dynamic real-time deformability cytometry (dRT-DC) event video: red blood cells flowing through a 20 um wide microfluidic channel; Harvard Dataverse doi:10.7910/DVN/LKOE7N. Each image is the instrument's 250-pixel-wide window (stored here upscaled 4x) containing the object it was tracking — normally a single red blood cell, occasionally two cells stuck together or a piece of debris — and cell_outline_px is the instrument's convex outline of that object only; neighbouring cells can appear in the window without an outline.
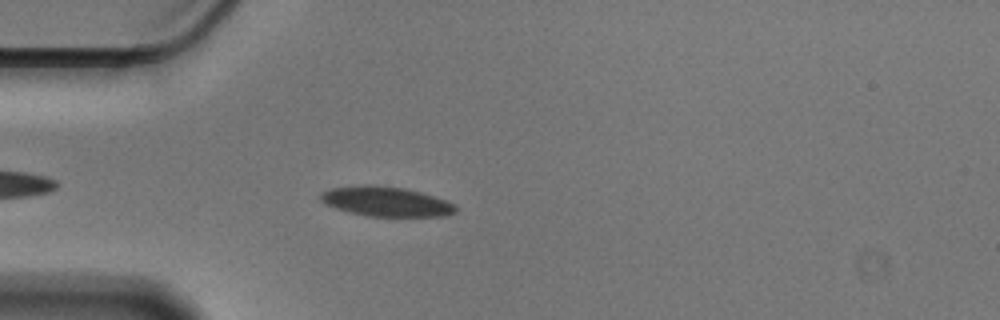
{"species": "Egyptian fruit bat (a non-hibernating species)", "species_latin": "Rousettus aegyptiacus", "temperature_condition": "cold", "stored_images_in_passage": 43, "camera_frame_rate_fps": 3000, "um_per_image_px": 0.085, "animal": {"sex": "male"}, "frame": {"image": 1, "passage_image": 5, "time_ms": 1.333, "image_size_px": [1000, 320], "cell_outline_px": [[456, 212], [448, 216], [368, 216], [348, 212], [324, 204], [320, 200], [320, 192], [332, 188], [364, 184], [376, 184], [404, 188], [420, 192], [456, 204]], "centroid_in_image_um": [32.78, 17.12], "position_along_channel_um": 52.2, "area_um2": 23.52}}
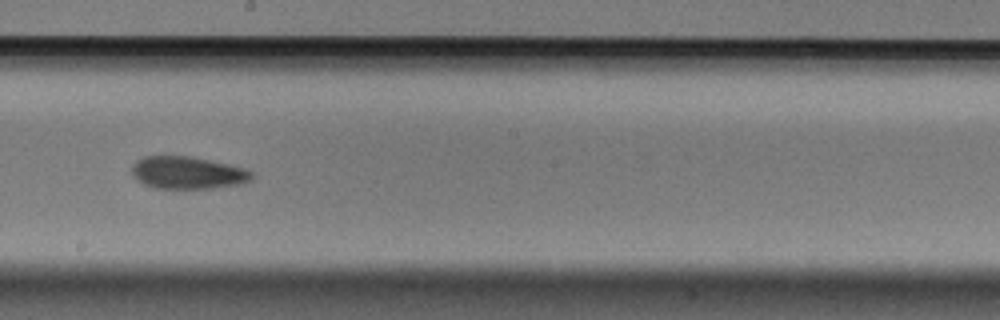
{"frame": {"image": 2, "passage_image": 21, "time_ms": 6.667, "image_size_px": [1000, 320], "cell_outline_px": [[256, 176], [252, 180], [244, 184], [212, 188], [152, 188], [136, 180], [132, 176], [132, 164], [136, 160], [144, 156], [192, 156], [228, 164], [244, 168], [252, 172]], "centroid_in_image_um": [15.96, 14.68], "position_along_channel_um": 232.2, "area_um2": 23.0}}
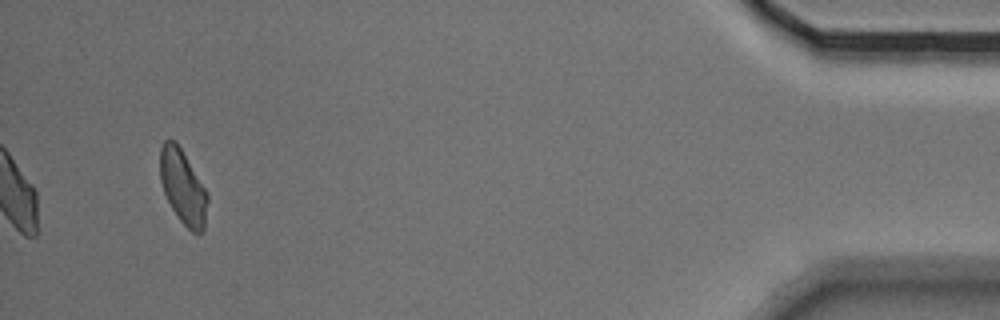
{"frame": {"image": 3, "passage_image": 43, "time_ms": 14.0, "image_size_px": [1000, 320], "cell_outline_px": [[208, 200], [204, 232], [192, 232], [180, 220], [172, 208], [164, 192], [160, 180], [160, 148], [164, 140], [176, 140], [208, 192]], "centroid_in_image_um": [15.56, 15.87], "position_along_channel_um": 419.6, "area_um2": 20.58}, "authors_computed_cell_mechanics": {"area_um2": 22.4842, "velocity_mm_per_s": 3.5529, "shape_relaxation_time_tau1_ms": 3.7091, "shape_relaxation_time_tau2_ms": null, "deformation_change_tau1": 0.0855, "deformation_change_tau2": null}}